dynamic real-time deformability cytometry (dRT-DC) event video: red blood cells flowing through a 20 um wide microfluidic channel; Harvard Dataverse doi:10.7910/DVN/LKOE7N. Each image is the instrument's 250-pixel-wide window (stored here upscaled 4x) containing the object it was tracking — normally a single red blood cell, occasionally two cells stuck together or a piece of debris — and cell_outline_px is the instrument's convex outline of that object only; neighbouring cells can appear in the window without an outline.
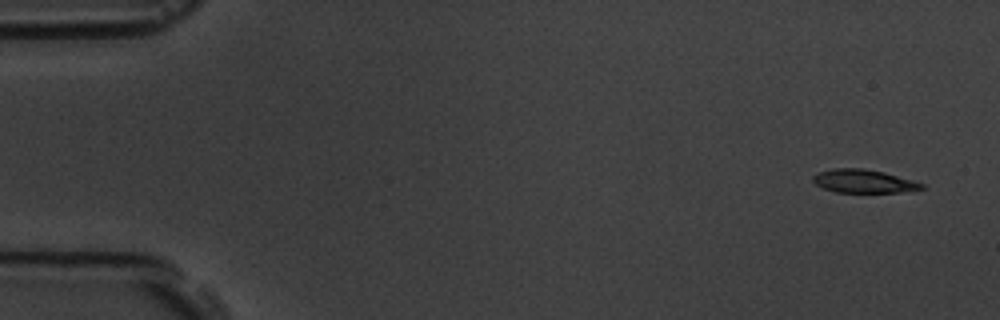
{"species": "common noctule bat (a hibernating species)", "species_latin": "Nyctalus noctula", "temperature_condition": "room temperature", "stored_images_in_passage": 5, "camera_frame_rate_fps": 3000, "um_per_image_px": 0.085, "animal": {"sex": "male", "body_mass_g": 19.5, "forearm_length_mm": 54.6}, "frame": {"image": 1, "passage_image": 1, "time_ms": 0.0, "image_size_px": [1000, 320], "cell_outline_px": [[924, 188], [900, 192], [836, 192], [824, 188], [816, 184], [812, 180], [812, 176], [816, 172], [832, 168], [864, 168], [884, 172], [912, 180], [924, 184]], "centroid_in_image_um": [73.36, 15.39], "position_along_channel_um": 11.6, "area_um2": 14.74}}
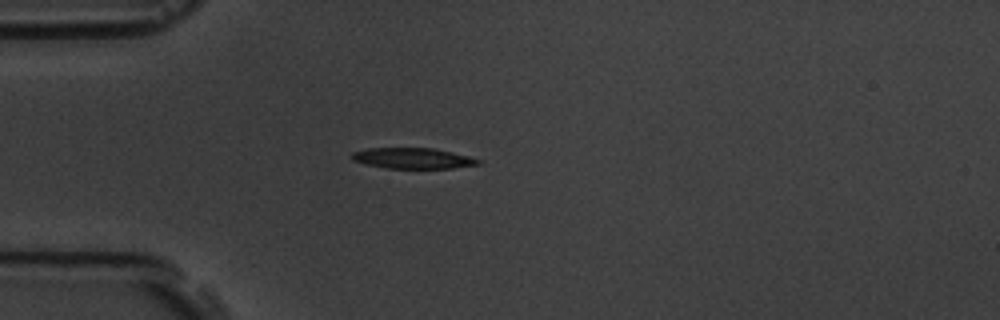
{"frame": {"image": 2, "passage_image": 4, "time_ms": 4.333, "image_size_px": [1000, 320], "cell_outline_px": [[480, 164], [452, 168], [388, 168], [364, 164], [352, 160], [352, 152], [368, 148], [432, 148], [452, 152], [468, 156], [480, 160]], "centroid_in_image_um": [35.06, 13.45], "position_along_channel_um": 49.9, "area_um2": 15.14}}